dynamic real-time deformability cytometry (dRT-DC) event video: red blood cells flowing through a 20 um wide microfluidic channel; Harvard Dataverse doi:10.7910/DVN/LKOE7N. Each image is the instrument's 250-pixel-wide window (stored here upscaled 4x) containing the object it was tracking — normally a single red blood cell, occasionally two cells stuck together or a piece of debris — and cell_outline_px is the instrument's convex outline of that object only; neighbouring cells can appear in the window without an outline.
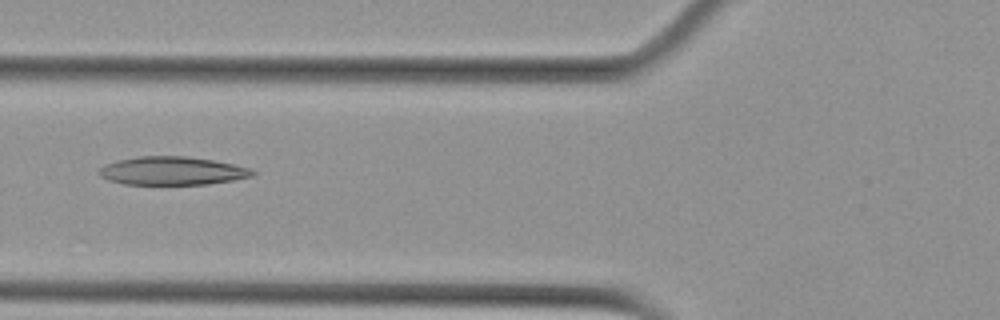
{"species": "Egyptian fruit bat (a non-hibernating species)", "species_latin": "Rousettus aegyptiacus", "temperature_condition": "cold", "stored_images_in_passage": 6, "camera_frame_rate_fps": 3000, "um_per_image_px": 0.085, "animal": {"sex": "female"}, "frame": {"image": 1, "passage_image": 6, "time_ms": 6.0, "image_size_px": [1000, 320], "cell_outline_px": [[256, 176], [208, 184], [124, 184], [108, 180], [100, 176], [96, 172], [104, 164], [116, 160], [140, 156], [188, 156], [212, 160], [252, 168], [256, 172]], "centroid_in_image_um": [14.63, 14.52], "position_along_channel_um": 111.2, "area_um2": 25.49}}